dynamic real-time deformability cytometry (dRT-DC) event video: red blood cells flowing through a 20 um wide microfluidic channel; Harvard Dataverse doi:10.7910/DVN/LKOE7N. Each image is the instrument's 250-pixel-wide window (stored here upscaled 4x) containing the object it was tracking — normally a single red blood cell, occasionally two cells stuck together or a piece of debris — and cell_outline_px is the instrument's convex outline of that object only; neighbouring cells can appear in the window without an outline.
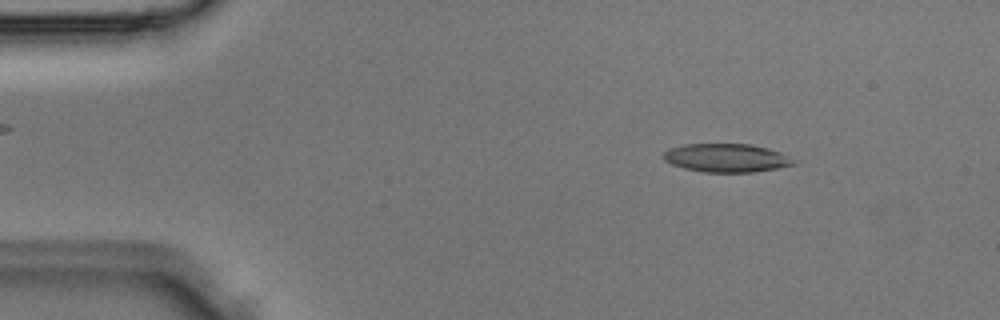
{"species": "Egyptian fruit bat (a non-hibernating species)", "species_latin": "Rousettus aegyptiacus", "temperature_condition": "room temperature", "stored_images_in_passage": 3, "camera_frame_rate_fps": 3000, "um_per_image_px": 0.085, "animal": {"sex": "male"}, "frame": {"image": 1, "passage_image": 2, "time_ms": 0.333, "image_size_px": [1000, 320], "cell_outline_px": [[800, 164], [752, 172], [704, 172], [684, 168], [672, 164], [664, 160], [664, 152], [668, 148], [684, 144], [752, 144], [768, 148], [780, 152], [796, 160]], "centroid_in_image_um": [61.78, 13.42], "position_along_channel_um": 23.2, "area_um2": 21.68}}